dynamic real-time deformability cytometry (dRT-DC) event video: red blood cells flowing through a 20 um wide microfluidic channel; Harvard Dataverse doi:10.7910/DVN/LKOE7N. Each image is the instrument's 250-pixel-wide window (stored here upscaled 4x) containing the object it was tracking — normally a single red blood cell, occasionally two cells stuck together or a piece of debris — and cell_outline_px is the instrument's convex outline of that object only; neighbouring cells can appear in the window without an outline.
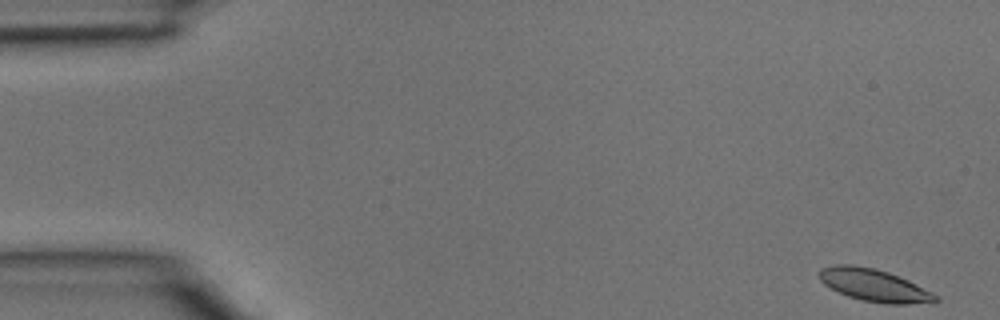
{"species": "common noctule bat (a hibernating species)", "species_latin": "Nyctalus noctula", "temperature_condition": "room temperature", "stored_images_in_passage": 4, "segment_of_instrument_passage": [2, 2], "camera_frame_rate_fps": 3000, "um_per_image_px": 0.085, "animal": {"sex": "male", "body_mass_g": 15.6}, "frame": {"image": 1, "passage_image": 4, "time_ms": 1.0, "image_size_px": [1000, 320], "cell_outline_px": [[940, 300], [908, 304], [888, 304], [864, 300], [848, 296], [824, 284], [820, 280], [820, 268], [836, 264], [852, 264], [876, 268], [888, 272], [908, 280], [940, 296]], "centroid_in_image_um": [74.3, 24.23], "position_along_channel_um": 10.7, "area_um2": 21.73}}